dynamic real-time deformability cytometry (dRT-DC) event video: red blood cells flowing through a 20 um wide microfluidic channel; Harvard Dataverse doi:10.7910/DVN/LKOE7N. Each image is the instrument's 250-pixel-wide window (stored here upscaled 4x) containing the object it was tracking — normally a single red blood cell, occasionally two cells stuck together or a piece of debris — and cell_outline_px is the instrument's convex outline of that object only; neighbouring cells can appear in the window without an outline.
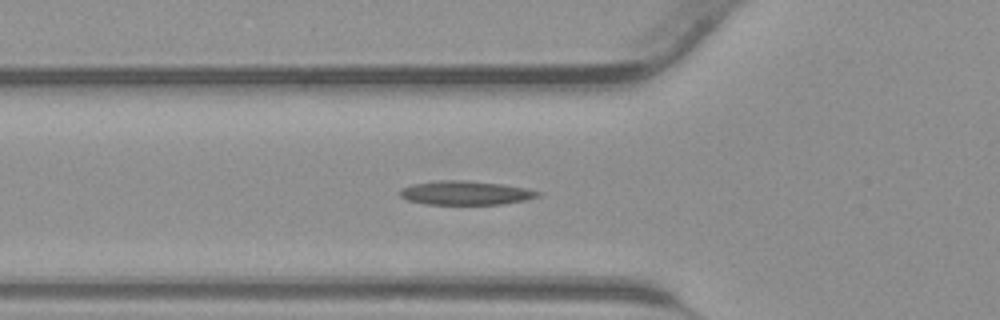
{"species": "common noctule bat (a hibernating species)", "species_latin": "Nyctalus noctula", "temperature_condition": "warm", "stored_images_in_passage": 37, "camera_frame_rate_fps": 3000, "um_per_image_px": 0.085, "animal": {"sex": "male", "body_mass_g": 23.1, "forearm_length_mm": 52.7}, "frame": {"image": 1, "passage_image": 8, "time_ms": 2.333, "image_size_px": [1000, 320], "cell_outline_px": [[540, 196], [528, 200], [500, 204], [428, 204], [408, 200], [400, 196], [400, 188], [412, 184], [440, 180], [464, 180], [500, 184], [528, 188], [540, 192]], "centroid_in_image_um": [39.59, 16.39], "position_along_channel_um": 86.2, "area_um2": 19.19}}
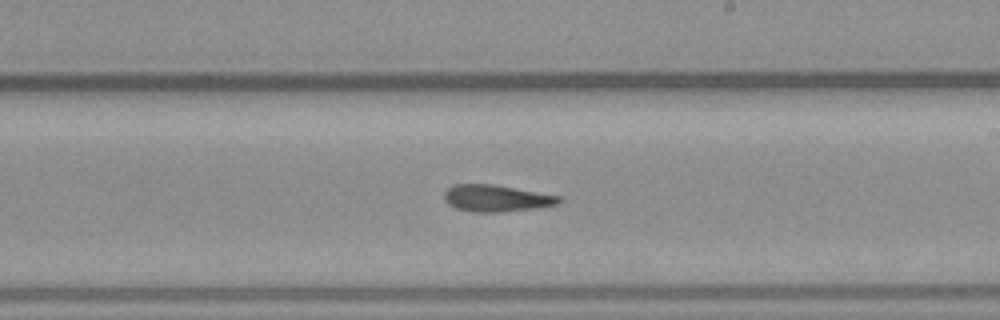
{"frame": {"image": 2, "passage_image": 18, "time_ms": 5.667, "image_size_px": [1000, 320], "cell_outline_px": [[564, 200], [560, 204], [536, 208], [500, 212], [468, 212], [456, 208], [448, 204], [444, 200], [444, 192], [452, 184], [492, 184], [564, 196]], "centroid_in_image_um": [42.23, 16.85], "position_along_channel_um": 246.8, "area_um2": 18.26}}
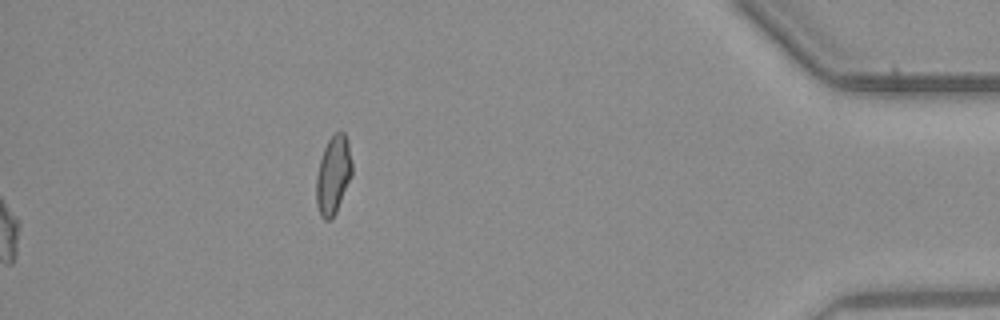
{"frame": {"image": 3, "passage_image": 37, "time_ms": 12.0, "image_size_px": [1000, 320], "cell_outline_px": [[352, 176], [336, 212], [332, 220], [324, 220], [320, 216], [316, 204], [316, 176], [320, 160], [324, 148], [328, 140], [336, 132], [344, 132], [348, 140], [352, 164]], "centroid_in_image_um": [28.32, 14.9], "position_along_channel_um": 406.9, "area_um2": 16.47}}